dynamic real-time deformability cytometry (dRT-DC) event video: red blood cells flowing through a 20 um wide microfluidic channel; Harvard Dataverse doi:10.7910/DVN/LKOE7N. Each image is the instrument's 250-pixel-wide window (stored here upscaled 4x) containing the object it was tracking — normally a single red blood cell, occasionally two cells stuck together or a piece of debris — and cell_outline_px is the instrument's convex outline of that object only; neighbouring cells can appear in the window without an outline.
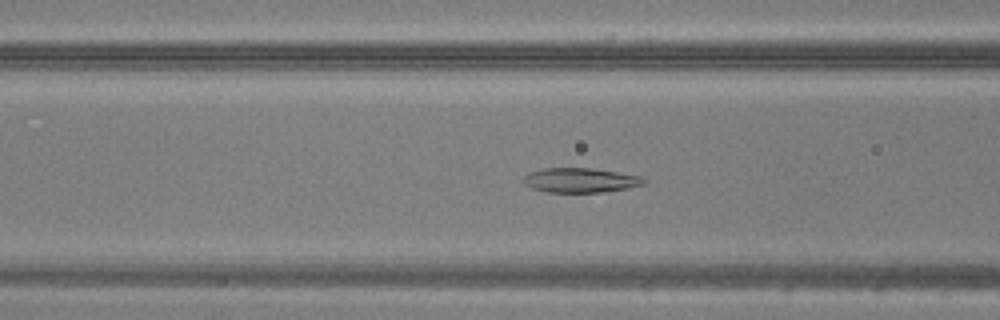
{"species": "common noctule bat (a hibernating species)", "species_latin": "Nyctalus noctula", "temperature_condition": "warm", "stored_images_in_passage": 47, "camera_frame_rate_fps": 3000, "um_per_image_px": 0.085, "animal": {"sex": "male", "body_mass_g": 20.5, "forearm_length_mm": 52.5}, "frame": {"image": 1, "passage_image": 19, "time_ms": 6.0, "image_size_px": [1000, 320], "cell_outline_px": [[648, 180], [644, 184], [628, 188], [600, 192], [548, 192], [532, 188], [524, 184], [520, 180], [528, 172], [544, 168], [592, 168], [640, 176]], "centroid_in_image_um": [49.29, 15.31], "position_along_channel_um": 117.3, "area_um2": 17.28}}
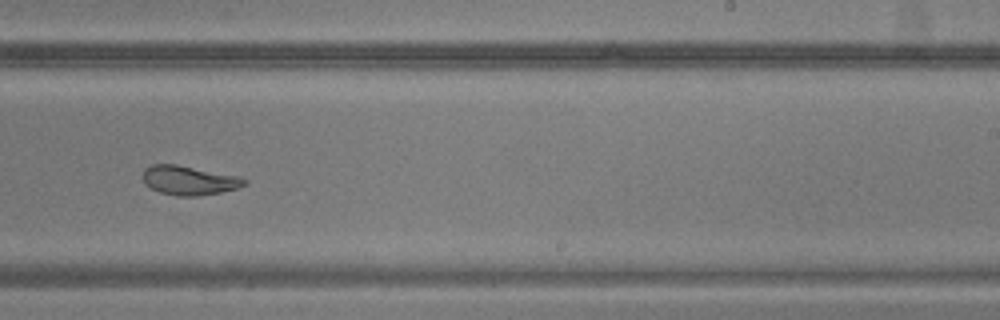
{"frame": {"image": 2, "passage_image": 30, "time_ms": 9.667, "image_size_px": [1000, 320], "cell_outline_px": [[248, 184], [236, 188], [220, 192], [200, 196], [176, 196], [160, 192], [144, 184], [144, 168], [152, 164], [176, 164], [240, 176], [248, 180]], "centroid_in_image_um": [16.1, 15.33], "position_along_channel_um": 272.9, "area_um2": 17.34}}
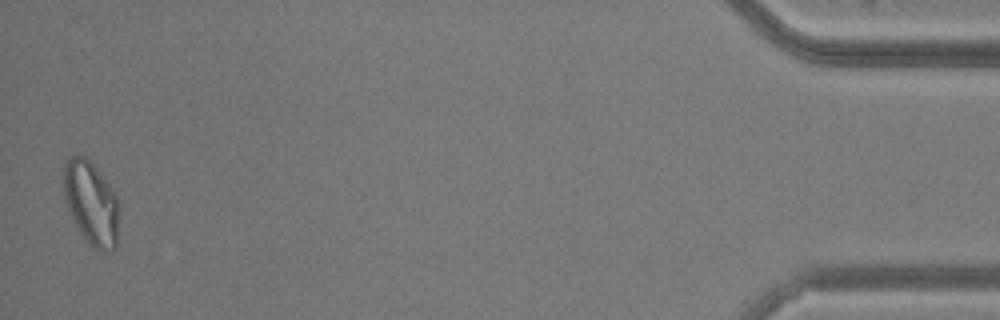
{"frame": {"image": 3, "passage_image": 47, "time_ms": 15.333, "image_size_px": [1000, 320], "cell_outline_px": [[120, 204], [116, 248], [112, 252], [100, 252], [92, 248], [88, 244], [80, 232], [64, 200], [64, 164], [68, 156], [84, 156], [92, 164], [112, 188]], "centroid_in_image_um": [7.78, 17.32], "position_along_channel_um": 427.4, "area_um2": 27.22}}